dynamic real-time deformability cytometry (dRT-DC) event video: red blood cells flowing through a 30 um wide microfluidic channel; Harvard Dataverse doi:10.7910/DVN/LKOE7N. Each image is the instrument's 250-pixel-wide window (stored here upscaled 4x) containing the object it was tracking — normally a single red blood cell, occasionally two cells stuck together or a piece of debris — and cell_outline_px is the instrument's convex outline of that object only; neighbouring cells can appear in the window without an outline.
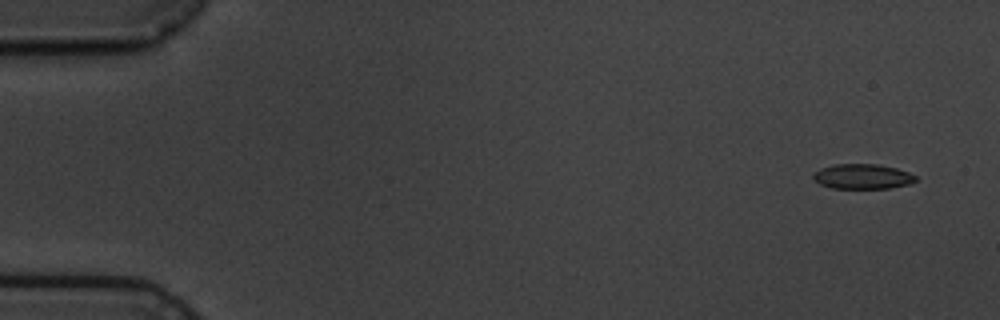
{"species": "common noctule bat (a hibernating species)", "species_latin": "Nyctalus noctula", "temperature_condition": "cold", "stored_images_in_passage": 6, "camera_frame_rate_fps": 3000, "um_per_image_px": 0.085, "animal": {"sex": "male", "body_mass_g": 19.5, "forearm_length_mm": 54.6}, "frame": {"image": 1, "passage_image": 1, "time_ms": 0.0, "image_size_px": [1000, 320], "cell_outline_px": [[916, 180], [908, 184], [888, 188], [832, 188], [820, 184], [812, 176], [820, 168], [836, 164], [876, 164], [896, 168], [908, 172], [916, 176]], "centroid_in_image_um": [73.31, 15.0], "position_along_channel_um": 11.7, "area_um2": 14.68}}